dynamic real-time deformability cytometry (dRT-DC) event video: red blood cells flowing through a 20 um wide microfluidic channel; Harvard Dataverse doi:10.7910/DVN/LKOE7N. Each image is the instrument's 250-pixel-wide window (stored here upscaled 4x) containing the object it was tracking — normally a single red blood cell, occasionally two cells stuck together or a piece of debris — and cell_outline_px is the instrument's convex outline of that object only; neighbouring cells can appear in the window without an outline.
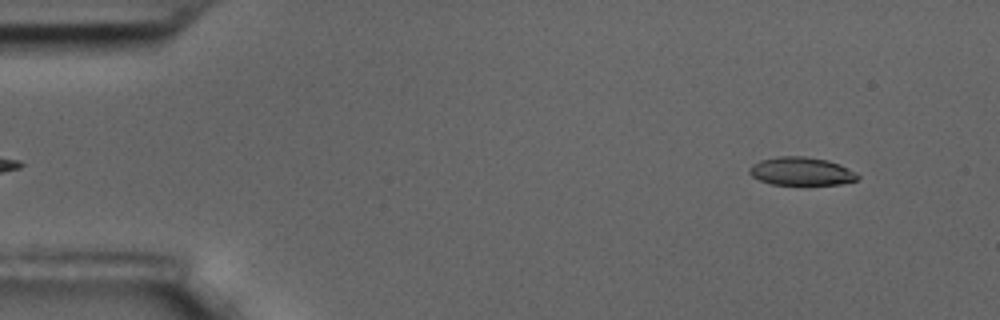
{"species": "common noctule bat (a hibernating species)", "species_latin": "Nyctalus noctula", "temperature_condition": "room temperature", "stored_images_in_passage": 5, "segment_of_instrument_passage": [2, 2], "camera_frame_rate_fps": 3000, "um_per_image_px": 0.085, "animal": {"sex": "male", "body_mass_g": 17.5, "forearm_length_mm": 52.3}, "frame": {"image": 1, "passage_image": 5, "time_ms": 1.333, "image_size_px": [1000, 320], "cell_outline_px": [[860, 176], [856, 180], [840, 184], [772, 184], [760, 180], [752, 176], [748, 172], [748, 168], [752, 164], [760, 160], [776, 156], [804, 156], [828, 160], [840, 164], [856, 172]], "centroid_in_image_um": [68.09, 14.54], "position_along_channel_um": 16.9, "area_um2": 17.8}}